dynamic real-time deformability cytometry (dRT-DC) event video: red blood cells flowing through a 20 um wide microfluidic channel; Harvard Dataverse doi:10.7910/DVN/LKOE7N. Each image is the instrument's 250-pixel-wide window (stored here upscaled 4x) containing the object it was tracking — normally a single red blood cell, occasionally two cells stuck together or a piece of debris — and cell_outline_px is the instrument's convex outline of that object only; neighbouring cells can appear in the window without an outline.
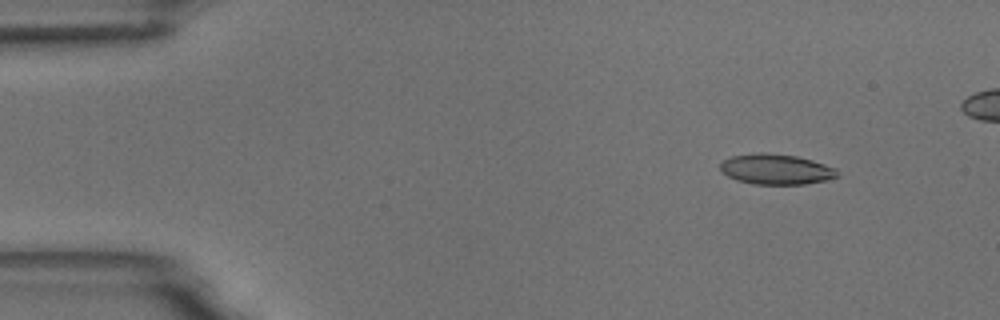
{"species": "common noctule bat (a hibernating species)", "species_latin": "Nyctalus noctula", "temperature_condition": "room temperature", "stored_images_in_passage": 8, "camera_frame_rate_fps": 3000, "um_per_image_px": 0.085, "animal": {"sex": "male", "body_mass_g": 18.8}, "frame": {"image": 1, "passage_image": 2, "time_ms": 1.0, "image_size_px": [1000, 320], "cell_outline_px": [[840, 176], [824, 180], [804, 184], [752, 184], [736, 180], [720, 172], [720, 164], [724, 160], [732, 156], [760, 152], [768, 152], [796, 156], [812, 160], [836, 168]], "centroid_in_image_um": [65.95, 14.38], "position_along_channel_um": 19.1, "area_um2": 20.81}}